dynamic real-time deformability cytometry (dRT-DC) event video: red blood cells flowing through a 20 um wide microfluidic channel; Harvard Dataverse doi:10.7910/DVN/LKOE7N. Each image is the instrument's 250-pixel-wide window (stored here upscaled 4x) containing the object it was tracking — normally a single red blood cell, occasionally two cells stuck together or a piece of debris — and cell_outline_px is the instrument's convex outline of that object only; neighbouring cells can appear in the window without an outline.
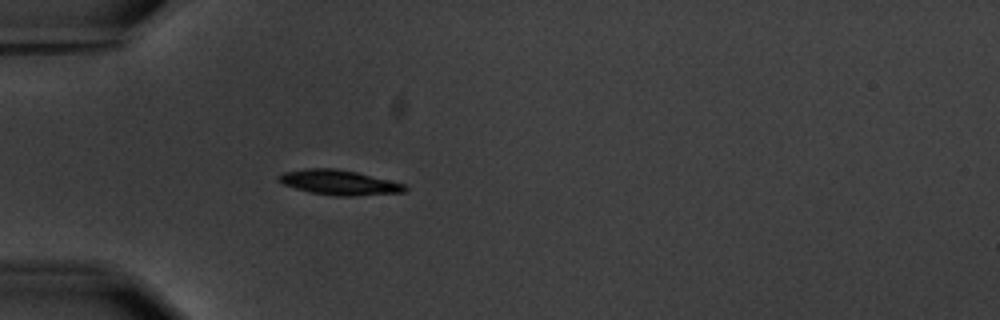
{"species": "common noctule bat (a hibernating species)", "species_latin": "Nyctalus noctula", "temperature_condition": "warm", "stored_images_in_passage": 5, "camera_frame_rate_fps": 3000, "um_per_image_px": 0.085, "animal": {"sex": "male", "body_mass_g": 20.1, "forearm_length_mm": 53.5}, "frame": {"image": 1, "passage_image": 5, "time_ms": 4.667, "image_size_px": [1000, 320], "cell_outline_px": [[408, 188], [404, 192], [352, 196], [336, 196], [308, 192], [284, 184], [276, 180], [276, 176], [284, 172], [304, 168], [336, 168], [356, 172], [404, 184]], "centroid_in_image_um": [28.77, 15.5], "position_along_channel_um": 56.2, "area_um2": 18.26}}